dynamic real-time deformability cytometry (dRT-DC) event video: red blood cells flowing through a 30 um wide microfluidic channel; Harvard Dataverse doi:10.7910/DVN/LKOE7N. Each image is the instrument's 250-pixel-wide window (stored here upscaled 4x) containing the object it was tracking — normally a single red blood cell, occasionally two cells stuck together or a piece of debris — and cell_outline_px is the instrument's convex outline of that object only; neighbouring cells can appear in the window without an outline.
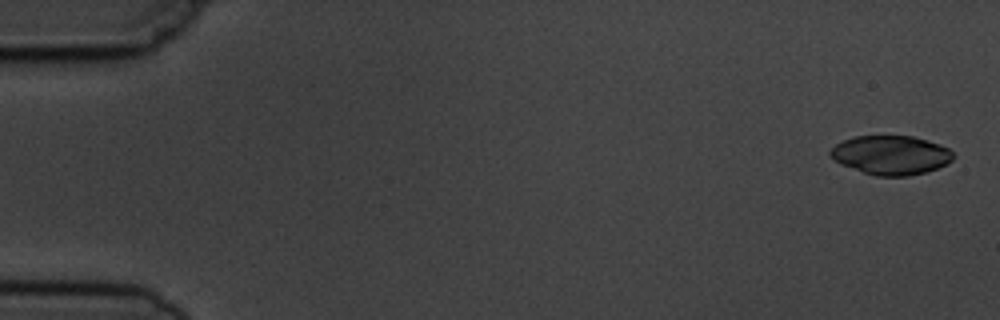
{"species": "common noctule bat (a hibernating species)", "species_latin": "Nyctalus noctula", "temperature_condition": "cold", "stored_images_in_passage": 4, "camera_frame_rate_fps": 3000, "um_per_image_px": 0.085, "animal": {"sex": "male", "body_mass_g": 19.5, "forearm_length_mm": 54.6}, "frame": {"image": 1, "passage_image": 1, "time_ms": 0.0, "image_size_px": [1000, 320], "cell_outline_px": [[956, 156], [948, 164], [924, 172], [908, 176], [876, 176], [840, 164], [828, 152], [836, 144], [844, 140], [856, 136], [912, 136], [940, 144], [948, 148]], "centroid_in_image_um": [75.75, 13.18], "position_along_channel_um": 9.2, "area_um2": 27.8}}
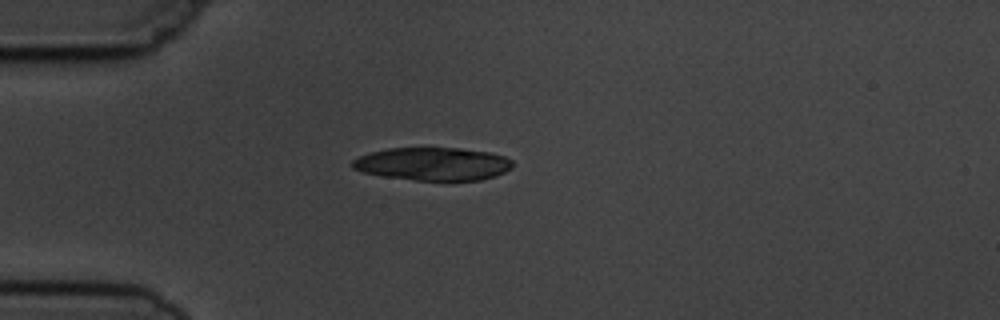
{"frame": {"image": 2, "passage_image": 4, "time_ms": 4.333, "image_size_px": [1000, 320], "cell_outline_px": [[512, 168], [496, 176], [480, 180], [416, 180], [384, 176], [364, 172], [352, 168], [352, 160], [360, 156], [372, 152], [388, 148], [460, 148], [492, 152], [504, 156], [512, 160]], "centroid_in_image_um": [36.83, 13.93], "position_along_channel_um": 48.2, "area_um2": 30.75}}